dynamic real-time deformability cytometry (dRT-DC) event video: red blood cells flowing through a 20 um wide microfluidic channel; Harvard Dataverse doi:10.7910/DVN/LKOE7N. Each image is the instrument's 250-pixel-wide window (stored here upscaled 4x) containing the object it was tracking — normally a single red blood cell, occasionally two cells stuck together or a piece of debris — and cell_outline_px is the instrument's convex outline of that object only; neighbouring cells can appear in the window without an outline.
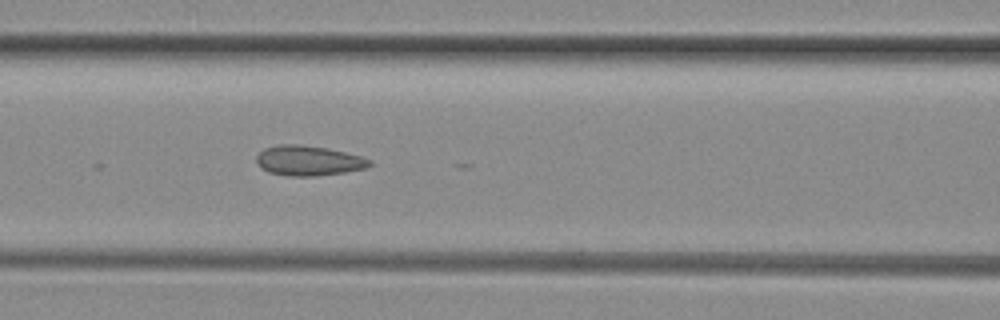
{"species": "common noctule bat (a hibernating species)", "species_latin": "Nyctalus noctula", "temperature_condition": "room temperature", "stored_images_in_passage": 7, "segment_of_instrument_passage": [1, 2], "camera_frame_rate_fps": 3000, "um_per_image_px": 0.085, "animal": {"sex": "female", "body_mass_g": 29.2, "forearm_length_mm": 56.3}, "frame": {"image": 1, "passage_image": 6, "time_ms": 1.667, "image_size_px": [1000, 320], "cell_outline_px": [[372, 164], [368, 168], [344, 172], [316, 176], [288, 176], [268, 172], [260, 168], [256, 164], [256, 156], [264, 148], [280, 144], [300, 144], [328, 148], [360, 156], [372, 160]], "centroid_in_image_um": [26.2, 13.65], "position_along_channel_um": 140.4, "area_um2": 20.0}}